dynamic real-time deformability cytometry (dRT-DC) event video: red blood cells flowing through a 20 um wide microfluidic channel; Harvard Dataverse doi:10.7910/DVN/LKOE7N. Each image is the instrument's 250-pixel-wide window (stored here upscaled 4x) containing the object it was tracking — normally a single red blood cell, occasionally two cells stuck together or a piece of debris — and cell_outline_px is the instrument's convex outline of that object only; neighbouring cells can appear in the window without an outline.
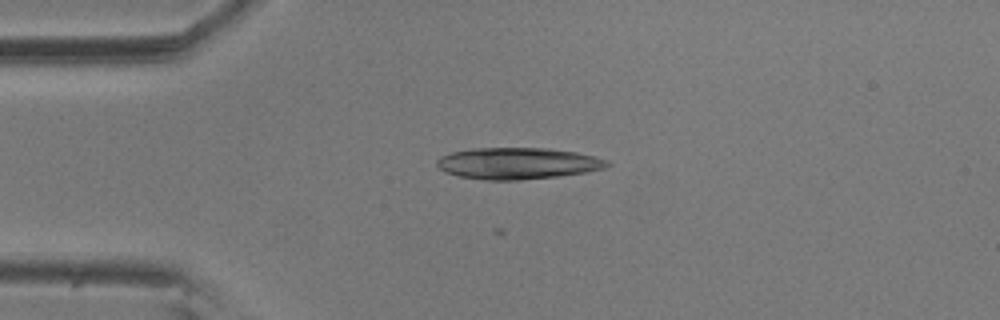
{"species": "common noctule bat (a hibernating species)", "species_latin": "Nyctalus noctula", "temperature_condition": "room temperature", "stored_images_in_passage": 1, "camera_frame_rate_fps": 3000, "um_per_image_px": 0.085, "animal": {"sex": "male", "body_mass_g": 20.5, "forearm_length_mm": 52.5}, "frame": {"image": 1, "passage_image": 1, "time_ms": 0.0, "image_size_px": [1000, 320], "cell_outline_px": [[612, 164], [604, 168], [584, 172], [560, 176], [520, 180], [484, 180], [460, 176], [444, 172], [436, 164], [436, 160], [440, 156], [452, 152], [472, 148], [548, 148], [576, 152], [608, 160]], "centroid_in_image_um": [43.99, 13.88], "position_along_channel_um": 41.0, "area_um2": 31.33}}